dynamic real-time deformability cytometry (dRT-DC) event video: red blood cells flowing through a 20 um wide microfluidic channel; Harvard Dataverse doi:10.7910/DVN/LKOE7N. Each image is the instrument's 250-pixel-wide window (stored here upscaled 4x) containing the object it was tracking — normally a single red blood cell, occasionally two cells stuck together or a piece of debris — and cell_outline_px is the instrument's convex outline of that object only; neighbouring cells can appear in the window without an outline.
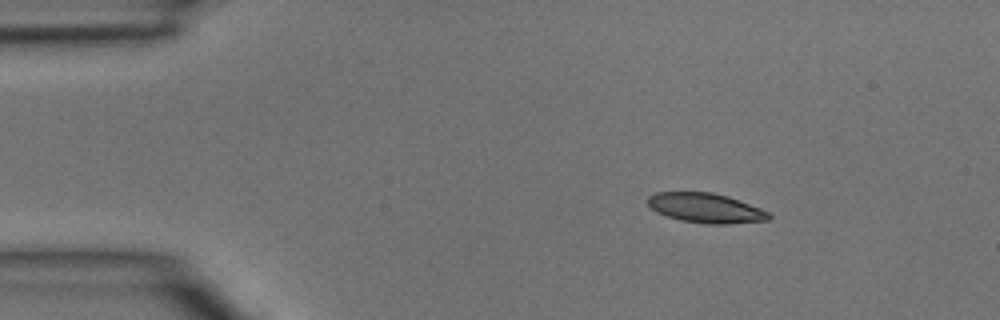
{"species": "common noctule bat (a hibernating species)", "species_latin": "Nyctalus noctula", "temperature_condition": "room temperature", "stored_images_in_passage": 3, "camera_frame_rate_fps": 3000, "um_per_image_px": 0.085, "animal": {"sex": "male", "body_mass_g": 15.6}, "frame": {"image": 1, "passage_image": 1, "time_ms": 0.0, "image_size_px": [1000, 320], "cell_outline_px": [[772, 216], [768, 220], [728, 224], [708, 224], [680, 220], [656, 212], [648, 204], [648, 196], [656, 192], [712, 192], [728, 196], [760, 208], [768, 212]], "centroid_in_image_um": [59.99, 17.68], "position_along_channel_um": 25.0, "area_um2": 20.87}}
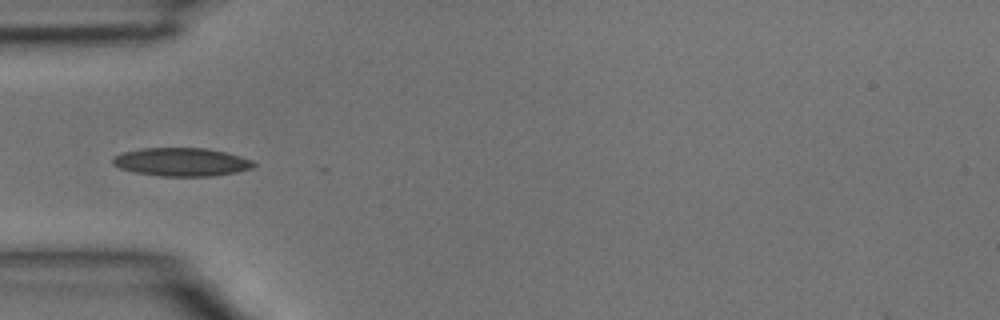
{"frame": {"image": 2, "passage_image": 3, "time_ms": 0.667, "image_size_px": [1000, 320], "cell_outline_px": [[256, 164], [252, 168], [236, 172], [216, 176], [160, 176], [136, 172], [120, 168], [112, 164], [112, 156], [124, 152], [140, 148], [204, 148], [224, 152], [240, 156], [252, 160]], "centroid_in_image_um": [15.42, 13.77], "position_along_channel_um": 69.6, "area_um2": 23.24}}